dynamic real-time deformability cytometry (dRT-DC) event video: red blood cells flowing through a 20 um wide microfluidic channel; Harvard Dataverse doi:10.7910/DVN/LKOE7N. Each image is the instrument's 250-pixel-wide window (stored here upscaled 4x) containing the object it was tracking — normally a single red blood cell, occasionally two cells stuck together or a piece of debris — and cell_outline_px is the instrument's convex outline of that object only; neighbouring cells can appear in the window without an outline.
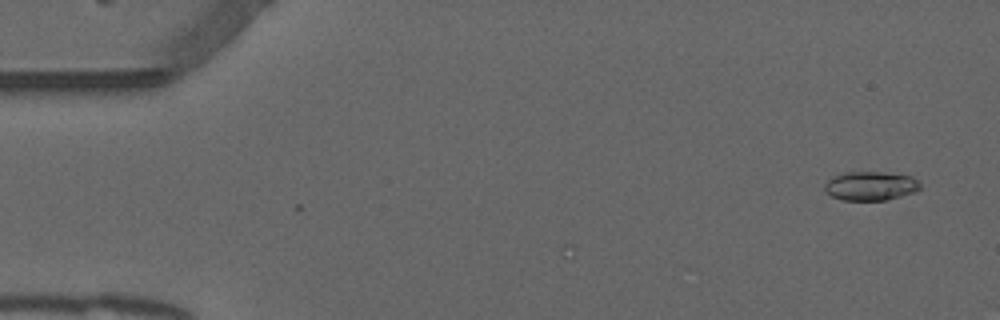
{"species": "common noctule bat (a hibernating species)", "species_latin": "Nyctalus noctula", "temperature_condition": "warm", "stored_images_in_passage": 4, "camera_frame_rate_fps": 3000, "um_per_image_px": 0.085, "animal": {"sex": "male", "forearm_length_mm": 52.5}, "frame": {"image": 1, "passage_image": 1, "time_ms": 0.0, "image_size_px": [1000, 320], "cell_outline_px": [[920, 188], [916, 192], [884, 200], [840, 200], [824, 192], [824, 184], [832, 176], [844, 172], [884, 172], [912, 176], [920, 184]], "centroid_in_image_um": [73.96, 15.8], "position_along_channel_um": 11.0, "area_um2": 16.24}}